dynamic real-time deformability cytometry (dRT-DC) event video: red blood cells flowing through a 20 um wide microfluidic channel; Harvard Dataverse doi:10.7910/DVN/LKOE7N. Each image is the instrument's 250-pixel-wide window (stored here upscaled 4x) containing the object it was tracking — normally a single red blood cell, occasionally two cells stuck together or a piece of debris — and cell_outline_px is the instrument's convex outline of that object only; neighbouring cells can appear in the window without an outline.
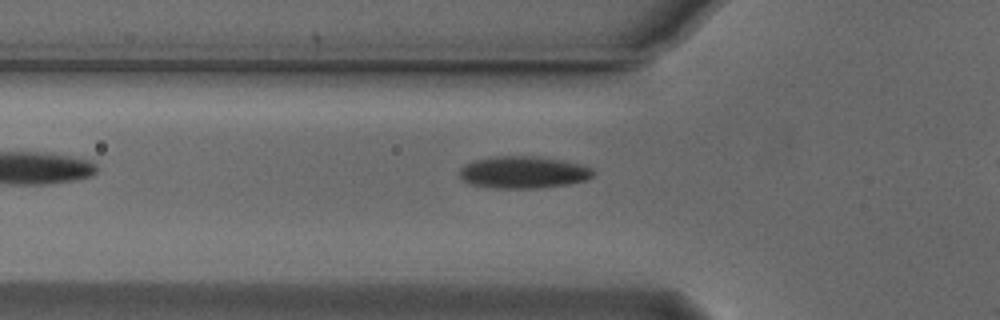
{"species": "Egyptian fruit bat (a non-hibernating species)", "species_latin": "Rousettus aegyptiacus", "temperature_condition": "cold", "stored_images_in_passage": 5, "camera_frame_rate_fps": 3000, "um_per_image_px": 0.085, "animal": {"sex": "male"}, "frame": {"image": 1, "passage_image": 4, "time_ms": 1.0, "image_size_px": [1000, 320], "cell_outline_px": [[596, 172], [588, 180], [568, 184], [536, 188], [496, 188], [472, 184], [464, 180], [460, 176], [460, 168], [464, 164], [472, 160], [496, 156], [536, 156], [564, 160], [584, 164], [592, 168]], "centroid_in_image_um": [44.53, 14.63], "position_along_channel_um": 81.3, "area_um2": 25.2}}